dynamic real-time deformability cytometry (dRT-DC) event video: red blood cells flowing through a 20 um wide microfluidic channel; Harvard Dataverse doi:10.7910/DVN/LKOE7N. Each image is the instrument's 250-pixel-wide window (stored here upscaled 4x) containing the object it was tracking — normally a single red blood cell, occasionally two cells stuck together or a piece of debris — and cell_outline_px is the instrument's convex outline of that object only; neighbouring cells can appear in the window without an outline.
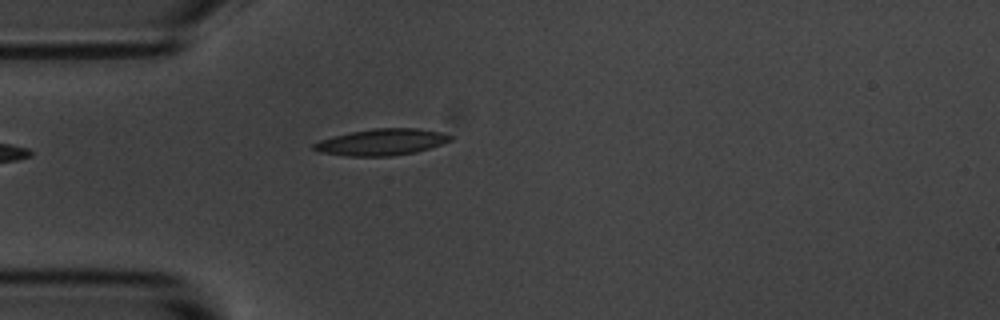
{"species": "common noctule bat (a hibernating species)", "species_latin": "Nyctalus noctula", "temperature_condition": "room temperature", "stored_images_in_passage": 5, "camera_frame_rate_fps": 3000, "um_per_image_px": 0.085, "animal": {"sex": "male", "body_mass_g": 20.1, "forearm_length_mm": 53.5}, "frame": {"image": 1, "passage_image": 1, "time_ms": 0.0, "image_size_px": [1000, 320], "cell_outline_px": [[452, 140], [416, 152], [392, 156], [344, 156], [316, 152], [312, 148], [312, 144], [320, 140], [352, 132], [372, 128], [416, 128], [440, 132], [452, 136]], "centroid_in_image_um": [32.39, 12.09], "position_along_channel_um": 52.6, "area_um2": 20.98}}
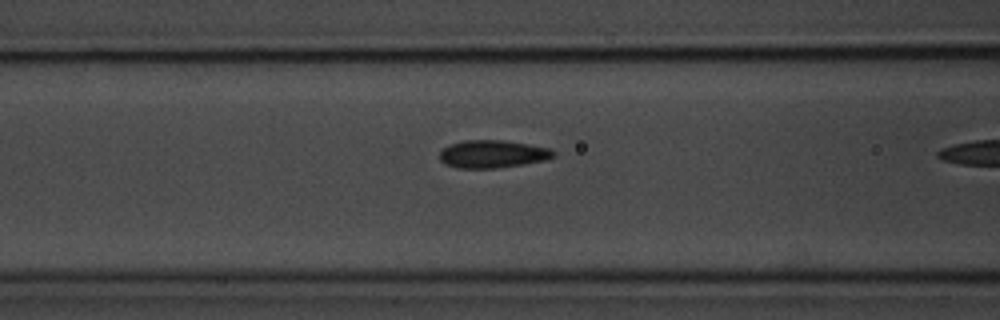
{"frame": {"image": 2, "passage_image": 4, "time_ms": 1.0, "image_size_px": [1000, 320], "cell_outline_px": [[556, 156], [544, 160], [524, 164], [496, 168], [456, 168], [444, 164], [440, 160], [440, 152], [444, 148], [452, 144], [464, 140], [500, 140], [528, 144], [548, 148], [556, 152]], "centroid_in_image_um": [41.86, 13.1], "position_along_channel_um": 124.7, "area_um2": 18.32}}